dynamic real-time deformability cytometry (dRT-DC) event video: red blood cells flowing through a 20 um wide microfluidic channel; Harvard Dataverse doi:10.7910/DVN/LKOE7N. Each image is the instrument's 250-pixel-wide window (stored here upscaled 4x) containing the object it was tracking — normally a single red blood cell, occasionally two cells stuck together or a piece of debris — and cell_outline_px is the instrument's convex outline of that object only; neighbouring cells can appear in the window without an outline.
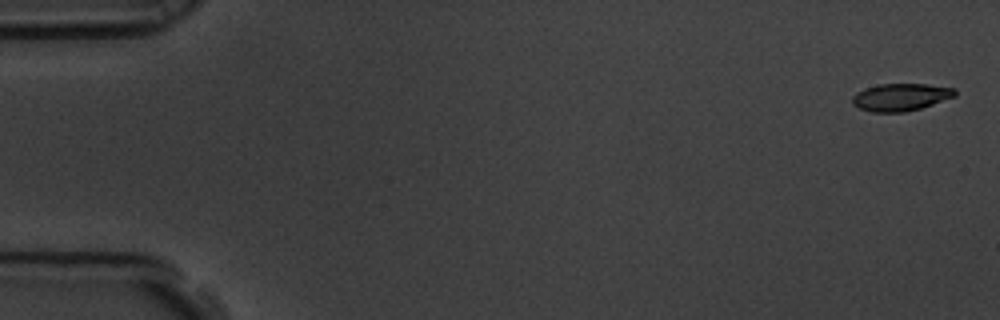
{"species": "common noctule bat (a hibernating species)", "species_latin": "Nyctalus noctula", "temperature_condition": "room temperature", "stored_images_in_passage": 7, "camera_frame_rate_fps": 3000, "um_per_image_px": 0.085, "animal": {"sex": "male", "body_mass_g": 19.5, "forearm_length_mm": 54.6}, "frame": {"image": 1, "passage_image": 1, "time_ms": 0.0, "image_size_px": [1000, 320], "cell_outline_px": [[956, 96], [920, 108], [904, 112], [872, 112], [860, 108], [852, 104], [852, 96], [856, 92], [864, 88], [880, 84], [928, 84], [956, 88]], "centroid_in_image_um": [76.55, 8.25], "position_along_channel_um": 8.4, "area_um2": 16.42}}
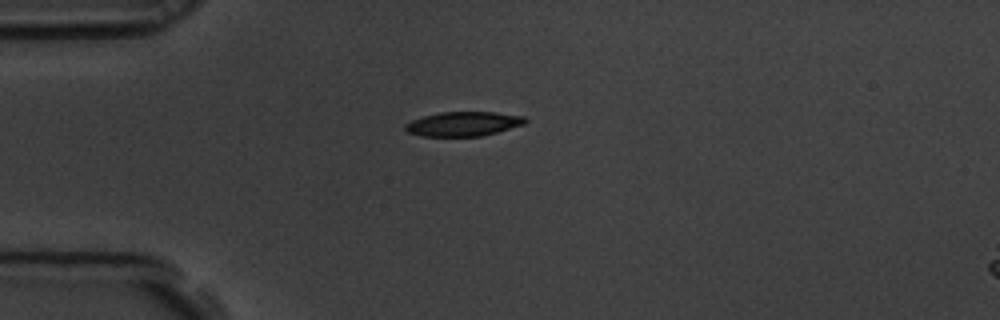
{"frame": {"image": 2, "passage_image": 5, "time_ms": 1.333, "image_size_px": [1000, 320], "cell_outline_px": [[528, 120], [524, 124], [496, 132], [480, 136], [424, 136], [408, 132], [404, 128], [404, 124], [412, 120], [424, 116], [440, 112], [496, 112], [524, 116]], "centroid_in_image_um": [39.38, 10.52], "position_along_channel_um": 45.6, "area_um2": 16.94}}
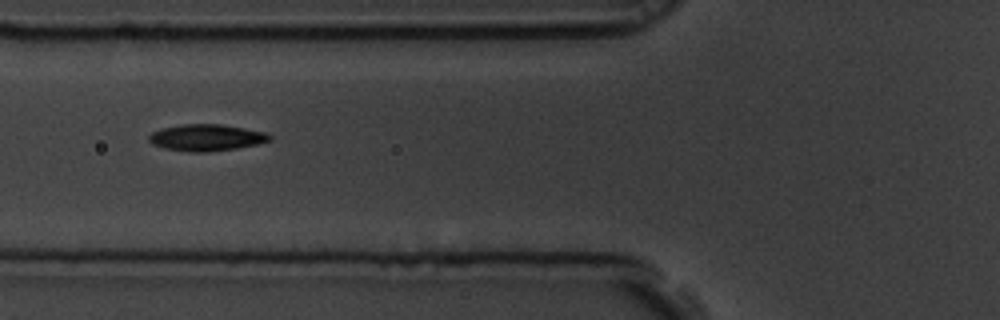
{"frame": {"image": 3, "passage_image": 7, "time_ms": 2.0, "image_size_px": [1000, 320], "cell_outline_px": [[272, 140], [256, 144], [236, 148], [208, 152], [192, 152], [164, 148], [152, 144], [148, 140], [148, 136], [152, 132], [160, 128], [180, 124], [220, 124], [244, 128], [264, 132], [272, 136]], "centroid_in_image_um": [17.51, 11.69], "position_along_channel_um": 108.3, "area_um2": 18.73}}